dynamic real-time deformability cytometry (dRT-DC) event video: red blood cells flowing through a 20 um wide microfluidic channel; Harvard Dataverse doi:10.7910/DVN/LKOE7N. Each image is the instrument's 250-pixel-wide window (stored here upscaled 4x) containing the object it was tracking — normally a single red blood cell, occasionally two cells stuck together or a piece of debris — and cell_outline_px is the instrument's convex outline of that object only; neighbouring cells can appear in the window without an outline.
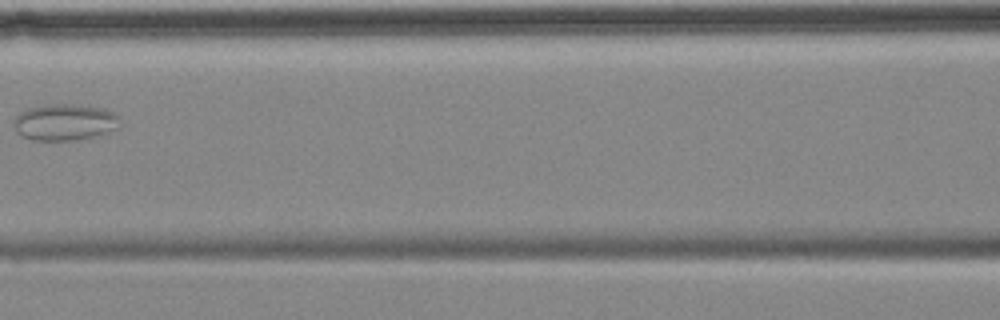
{"species": "common noctule bat (a hibernating species)", "species_latin": "Nyctalus noctula", "temperature_condition": "cold", "stored_images_in_passage": 7, "camera_frame_rate_fps": 3000, "um_per_image_px": 0.085, "animal": {"sex": "female", "body_mass_g": 18.4}, "frame": {"image": 1, "passage_image": 7, "time_ms": 8.0, "image_size_px": [1000, 320], "cell_outline_px": [[120, 128], [108, 132], [76, 140], [32, 140], [16, 132], [12, 124], [12, 120], [20, 112], [28, 108], [52, 104], [72, 104], [104, 108], [120, 116]], "centroid_in_image_um": [5.5, 10.38], "position_along_channel_um": 161.1, "area_um2": 22.72}}